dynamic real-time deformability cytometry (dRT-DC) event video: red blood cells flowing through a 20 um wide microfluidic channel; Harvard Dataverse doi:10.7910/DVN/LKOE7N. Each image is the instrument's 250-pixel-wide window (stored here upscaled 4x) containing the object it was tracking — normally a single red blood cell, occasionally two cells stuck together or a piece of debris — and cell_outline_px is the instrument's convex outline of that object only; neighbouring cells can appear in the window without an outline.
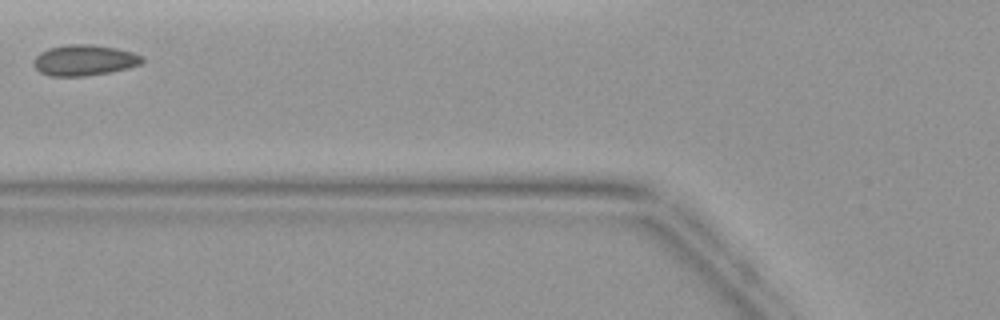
{"species": "common noctule bat (a hibernating species)", "species_latin": "Nyctalus noctula", "temperature_condition": "warm", "stored_images_in_passage": 3, "camera_frame_rate_fps": 3000, "um_per_image_px": 0.085, "animal": {"sex": "female", "body_mass_g": 19.9}, "frame": {"image": 1, "passage_image": 3, "time_ms": 2.0, "image_size_px": [1000, 320], "cell_outline_px": [[144, 60], [140, 64], [128, 68], [108, 72], [84, 76], [52, 76], [40, 72], [32, 64], [36, 56], [40, 52], [48, 48], [68, 44], [92, 44], [116, 48], [132, 52], [144, 56]], "centroid_in_image_um": [7.16, 5.11], "position_along_channel_um": 118.6, "area_um2": 19.48}}